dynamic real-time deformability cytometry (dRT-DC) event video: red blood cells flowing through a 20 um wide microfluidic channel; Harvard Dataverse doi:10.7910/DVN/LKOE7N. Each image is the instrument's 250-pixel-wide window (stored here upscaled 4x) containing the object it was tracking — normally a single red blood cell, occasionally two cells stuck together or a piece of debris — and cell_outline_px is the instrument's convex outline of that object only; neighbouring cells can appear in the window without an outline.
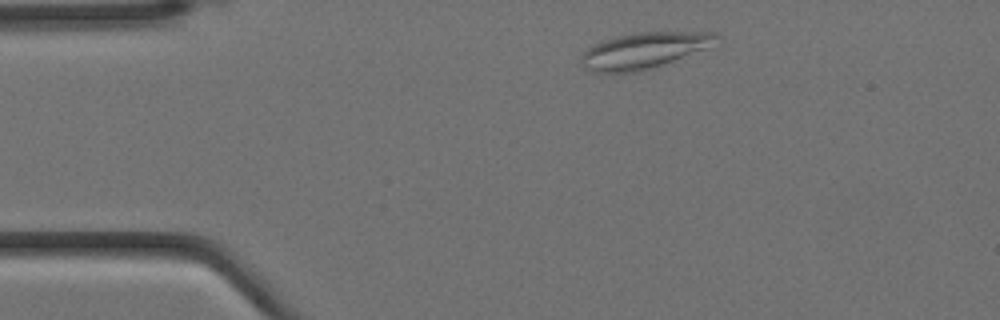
{"species": "Egyptian fruit bat (a non-hibernating species)", "species_latin": "Rousettus aegyptiacus", "temperature_condition": "cold", "stored_images_in_passage": 3, "camera_frame_rate_fps": 3000, "um_per_image_px": 0.085, "animal": {"sex": "female"}, "frame": {"image": 1, "passage_image": 2, "time_ms": 0.333, "image_size_px": [1000, 320], "cell_outline_px": [[720, 44], [716, 48], [656, 68], [640, 72], [588, 72], [580, 64], [580, 56], [588, 48], [604, 40], [616, 36], [636, 32], [716, 32], [720, 36]], "centroid_in_image_um": [54.91, 4.31], "position_along_channel_um": 30.1, "area_um2": 29.77}}